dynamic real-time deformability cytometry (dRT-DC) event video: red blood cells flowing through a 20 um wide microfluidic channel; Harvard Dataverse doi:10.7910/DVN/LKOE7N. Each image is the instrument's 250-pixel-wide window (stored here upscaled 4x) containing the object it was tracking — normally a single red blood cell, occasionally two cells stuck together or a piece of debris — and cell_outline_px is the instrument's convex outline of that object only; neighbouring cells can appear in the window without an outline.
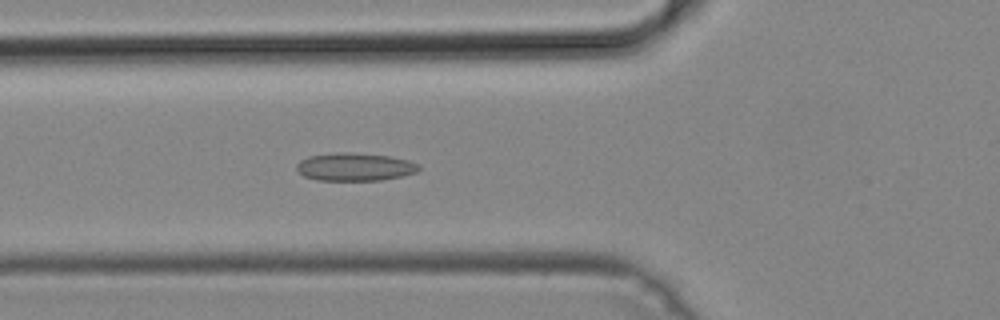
{"species": "common noctule bat (a hibernating species)", "species_latin": "Nyctalus noctula", "temperature_condition": "cold", "stored_images_in_passage": 36, "camera_frame_rate_fps": 3000, "um_per_image_px": 0.085, "animal": {"sex": "male", "body_mass_g": 19.2, "forearm_length_mm": 51.8}, "frame": {"image": 1, "passage_image": 4, "time_ms": 1.0, "image_size_px": [1000, 320], "cell_outline_px": [[420, 168], [416, 172], [400, 176], [380, 180], [316, 180], [304, 176], [296, 168], [296, 164], [300, 160], [308, 156], [336, 152], [340, 152], [392, 156], [408, 160], [420, 164]], "centroid_in_image_um": [30.15, 14.18], "position_along_channel_um": 95.7, "area_um2": 19.83}}
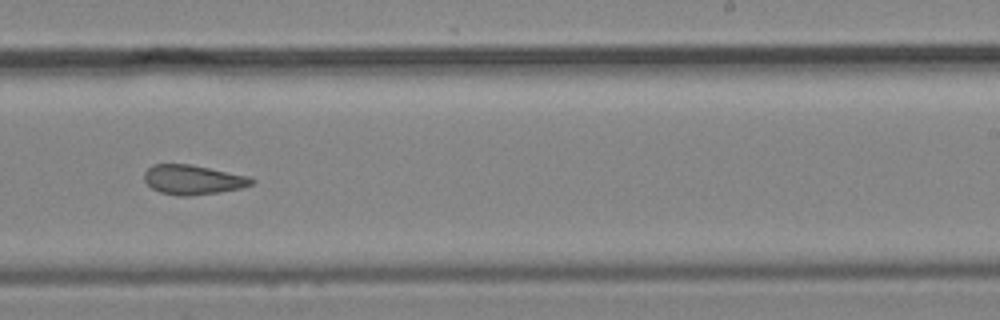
{"frame": {"image": 2, "passage_image": 17, "time_ms": 5.333, "image_size_px": [1000, 320], "cell_outline_px": [[256, 180], [252, 184], [240, 188], [220, 192], [188, 196], [180, 196], [160, 192], [152, 188], [144, 180], [144, 172], [152, 164], [188, 164], [248, 176]], "centroid_in_image_um": [16.38, 15.28], "position_along_channel_um": 272.6, "area_um2": 18.32}}
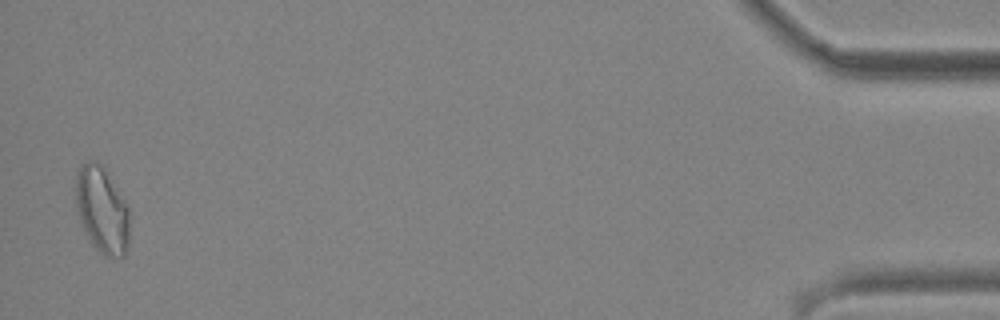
{"frame": {"image": 3, "passage_image": 35, "time_ms": 11.333, "image_size_px": [1000, 320], "cell_outline_px": [[128, 244], [124, 256], [112, 260], [104, 256], [92, 244], [80, 220], [76, 208], [76, 176], [80, 168], [88, 160], [96, 160], [100, 164], [124, 200], [128, 208]], "centroid_in_image_um": [8.67, 17.91], "position_along_channel_um": 426.5, "area_um2": 26.65}}